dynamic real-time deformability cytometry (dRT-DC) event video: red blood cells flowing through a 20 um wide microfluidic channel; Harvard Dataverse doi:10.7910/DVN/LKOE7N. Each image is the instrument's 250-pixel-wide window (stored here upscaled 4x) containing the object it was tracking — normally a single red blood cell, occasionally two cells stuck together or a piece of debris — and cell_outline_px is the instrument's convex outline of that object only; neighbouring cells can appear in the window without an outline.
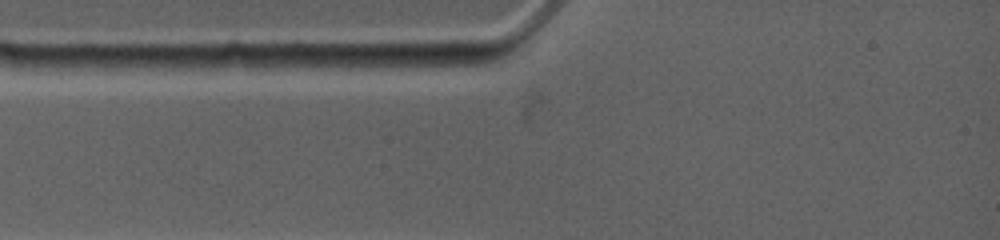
{"species": "common noctule bat (a hibernating species)", "species_latin": "Nyctalus noctula", "temperature_condition": "warm", "stored_images_in_passage": 4, "camera_frame_rate_fps": 4500, "um_per_image_px": 0.085, "animal": {"sex": "female", "body_mass_g": 19.0, "forearm_length_mm": 53.3}, "frame": {"image": 1, "passage_image": 1, "time_ms": 0.0, "image_size_px": [1000, 240], "cell_outline_px": [[492, 56], [484, 64], [396, 72], [380, 64], [380, 56], [488, 52]], "centroid_in_image_um": [36.81, 5.19], "position_along_channel_um": 48.2, "area_um2": 10.87}}